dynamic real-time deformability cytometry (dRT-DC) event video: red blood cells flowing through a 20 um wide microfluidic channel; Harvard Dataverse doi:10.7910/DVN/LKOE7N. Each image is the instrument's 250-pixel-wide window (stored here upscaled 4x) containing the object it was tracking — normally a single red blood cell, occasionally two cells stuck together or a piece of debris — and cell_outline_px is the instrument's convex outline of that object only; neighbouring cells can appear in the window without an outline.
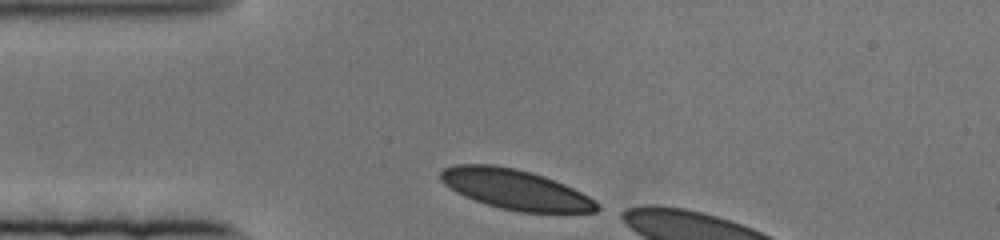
{"species": "human", "species_latin": "Homo sapiens", "temperature_condition": "cold", "stored_images_in_passage": 11, "camera_frame_rate_fps": 3000, "um_per_image_px": 0.085, "donor": {"sex": "female"}, "frame": {"image": 1, "passage_image": 1, "time_ms": 0.0, "image_size_px": [1000, 240], "cell_outline_px": [[600, 208], [596, 212], [520, 212], [500, 208], [464, 196], [456, 192], [444, 184], [440, 180], [440, 172], [444, 168], [456, 164], [492, 164], [516, 168], [532, 172], [544, 176], [564, 184], [596, 200], [600, 204]], "centroid_in_image_um": [43.8, 16.09], "position_along_channel_um": 41.2, "area_um2": 36.41}}
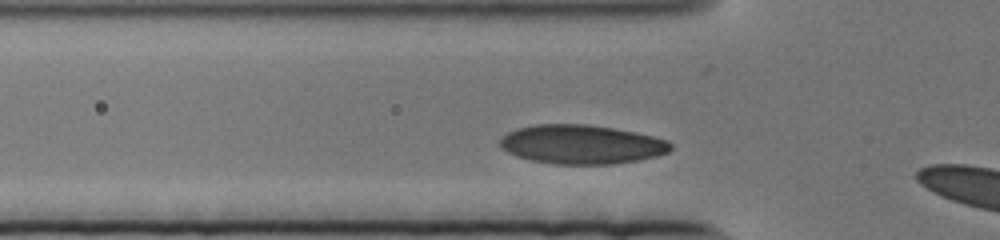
{"frame": {"image": 2, "passage_image": 8, "time_ms": 2.333, "image_size_px": [1000, 240], "cell_outline_px": [[672, 148], [668, 152], [656, 156], [636, 160], [612, 164], [556, 164], [532, 160], [516, 156], [508, 152], [500, 144], [500, 140], [508, 132], [516, 128], [536, 124], [588, 124], [612, 128], [652, 136], [668, 140], [672, 144]], "centroid_in_image_um": [49.43, 12.27], "position_along_channel_um": 76.4, "area_um2": 38.55}}